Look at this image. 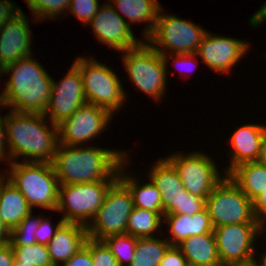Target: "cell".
Here are the masks:
<instances>
[{
    "mask_svg": "<svg viewBox=\"0 0 266 266\" xmlns=\"http://www.w3.org/2000/svg\"><path fill=\"white\" fill-rule=\"evenodd\" d=\"M32 12L35 22H42L44 19L57 20L64 11H68L71 0H24ZM42 20V21H41Z\"/></svg>",
    "mask_w": 266,
    "mask_h": 266,
    "instance_id": "30",
    "label": "cell"
},
{
    "mask_svg": "<svg viewBox=\"0 0 266 266\" xmlns=\"http://www.w3.org/2000/svg\"><path fill=\"white\" fill-rule=\"evenodd\" d=\"M252 209L255 219L266 227V190L252 201Z\"/></svg>",
    "mask_w": 266,
    "mask_h": 266,
    "instance_id": "40",
    "label": "cell"
},
{
    "mask_svg": "<svg viewBox=\"0 0 266 266\" xmlns=\"http://www.w3.org/2000/svg\"><path fill=\"white\" fill-rule=\"evenodd\" d=\"M260 223L229 224L214 228L218 255L222 266L252 263L255 254V241L265 234Z\"/></svg>",
    "mask_w": 266,
    "mask_h": 266,
    "instance_id": "12",
    "label": "cell"
},
{
    "mask_svg": "<svg viewBox=\"0 0 266 266\" xmlns=\"http://www.w3.org/2000/svg\"><path fill=\"white\" fill-rule=\"evenodd\" d=\"M10 77L0 94V107L15 112L45 114L52 90V77L40 62L24 57L0 70Z\"/></svg>",
    "mask_w": 266,
    "mask_h": 266,
    "instance_id": "2",
    "label": "cell"
},
{
    "mask_svg": "<svg viewBox=\"0 0 266 266\" xmlns=\"http://www.w3.org/2000/svg\"><path fill=\"white\" fill-rule=\"evenodd\" d=\"M262 22H266V1L249 19L250 26L252 25L255 28L261 26Z\"/></svg>",
    "mask_w": 266,
    "mask_h": 266,
    "instance_id": "44",
    "label": "cell"
},
{
    "mask_svg": "<svg viewBox=\"0 0 266 266\" xmlns=\"http://www.w3.org/2000/svg\"><path fill=\"white\" fill-rule=\"evenodd\" d=\"M227 175L251 201L266 190V165L257 161L239 164Z\"/></svg>",
    "mask_w": 266,
    "mask_h": 266,
    "instance_id": "26",
    "label": "cell"
},
{
    "mask_svg": "<svg viewBox=\"0 0 266 266\" xmlns=\"http://www.w3.org/2000/svg\"><path fill=\"white\" fill-rule=\"evenodd\" d=\"M134 208L129 189L117 179L108 189L103 204L87 226V235L103 240L111 235L126 234L127 221Z\"/></svg>",
    "mask_w": 266,
    "mask_h": 266,
    "instance_id": "10",
    "label": "cell"
},
{
    "mask_svg": "<svg viewBox=\"0 0 266 266\" xmlns=\"http://www.w3.org/2000/svg\"><path fill=\"white\" fill-rule=\"evenodd\" d=\"M120 266H129L134 258L137 238L129 234L111 235L103 239Z\"/></svg>",
    "mask_w": 266,
    "mask_h": 266,
    "instance_id": "29",
    "label": "cell"
},
{
    "mask_svg": "<svg viewBox=\"0 0 266 266\" xmlns=\"http://www.w3.org/2000/svg\"><path fill=\"white\" fill-rule=\"evenodd\" d=\"M28 20L21 10L0 30V70L32 55V32Z\"/></svg>",
    "mask_w": 266,
    "mask_h": 266,
    "instance_id": "17",
    "label": "cell"
},
{
    "mask_svg": "<svg viewBox=\"0 0 266 266\" xmlns=\"http://www.w3.org/2000/svg\"><path fill=\"white\" fill-rule=\"evenodd\" d=\"M47 123L44 114L10 110L5 125L11 162L21 156L25 162H53L59 144L58 125Z\"/></svg>",
    "mask_w": 266,
    "mask_h": 266,
    "instance_id": "3",
    "label": "cell"
},
{
    "mask_svg": "<svg viewBox=\"0 0 266 266\" xmlns=\"http://www.w3.org/2000/svg\"><path fill=\"white\" fill-rule=\"evenodd\" d=\"M157 160L148 172V179L160 191L163 215L176 214L181 209V200L187 190L174 166L165 157Z\"/></svg>",
    "mask_w": 266,
    "mask_h": 266,
    "instance_id": "18",
    "label": "cell"
},
{
    "mask_svg": "<svg viewBox=\"0 0 266 266\" xmlns=\"http://www.w3.org/2000/svg\"><path fill=\"white\" fill-rule=\"evenodd\" d=\"M2 172L0 171V180L5 176V173L1 174Z\"/></svg>",
    "mask_w": 266,
    "mask_h": 266,
    "instance_id": "50",
    "label": "cell"
},
{
    "mask_svg": "<svg viewBox=\"0 0 266 266\" xmlns=\"http://www.w3.org/2000/svg\"><path fill=\"white\" fill-rule=\"evenodd\" d=\"M174 153L165 157L177 170L184 188L206 200L212 190L225 178L219 173L216 162L204 152Z\"/></svg>",
    "mask_w": 266,
    "mask_h": 266,
    "instance_id": "11",
    "label": "cell"
},
{
    "mask_svg": "<svg viewBox=\"0 0 266 266\" xmlns=\"http://www.w3.org/2000/svg\"><path fill=\"white\" fill-rule=\"evenodd\" d=\"M163 216V212L134 207L127 221L126 233L136 238L156 237L155 233L164 224Z\"/></svg>",
    "mask_w": 266,
    "mask_h": 266,
    "instance_id": "27",
    "label": "cell"
},
{
    "mask_svg": "<svg viewBox=\"0 0 266 266\" xmlns=\"http://www.w3.org/2000/svg\"><path fill=\"white\" fill-rule=\"evenodd\" d=\"M206 32L190 20L181 19L175 14L163 13L161 7L155 27L145 41L162 56L196 53Z\"/></svg>",
    "mask_w": 266,
    "mask_h": 266,
    "instance_id": "7",
    "label": "cell"
},
{
    "mask_svg": "<svg viewBox=\"0 0 266 266\" xmlns=\"http://www.w3.org/2000/svg\"><path fill=\"white\" fill-rule=\"evenodd\" d=\"M262 255L261 259L262 260H258L257 258L253 260V263L255 264V266H266V251L263 254H260V256Z\"/></svg>",
    "mask_w": 266,
    "mask_h": 266,
    "instance_id": "47",
    "label": "cell"
},
{
    "mask_svg": "<svg viewBox=\"0 0 266 266\" xmlns=\"http://www.w3.org/2000/svg\"><path fill=\"white\" fill-rule=\"evenodd\" d=\"M14 253L10 243L0 247V266H13Z\"/></svg>",
    "mask_w": 266,
    "mask_h": 266,
    "instance_id": "43",
    "label": "cell"
},
{
    "mask_svg": "<svg viewBox=\"0 0 266 266\" xmlns=\"http://www.w3.org/2000/svg\"><path fill=\"white\" fill-rule=\"evenodd\" d=\"M87 103L79 69L72 64L62 80L52 78V90L45 117L56 125Z\"/></svg>",
    "mask_w": 266,
    "mask_h": 266,
    "instance_id": "14",
    "label": "cell"
},
{
    "mask_svg": "<svg viewBox=\"0 0 266 266\" xmlns=\"http://www.w3.org/2000/svg\"><path fill=\"white\" fill-rule=\"evenodd\" d=\"M257 162L260 164L266 165V133L262 140L260 154H259Z\"/></svg>",
    "mask_w": 266,
    "mask_h": 266,
    "instance_id": "46",
    "label": "cell"
},
{
    "mask_svg": "<svg viewBox=\"0 0 266 266\" xmlns=\"http://www.w3.org/2000/svg\"><path fill=\"white\" fill-rule=\"evenodd\" d=\"M99 0H71L68 12L73 13L79 21L88 24L96 15L100 5Z\"/></svg>",
    "mask_w": 266,
    "mask_h": 266,
    "instance_id": "34",
    "label": "cell"
},
{
    "mask_svg": "<svg viewBox=\"0 0 266 266\" xmlns=\"http://www.w3.org/2000/svg\"><path fill=\"white\" fill-rule=\"evenodd\" d=\"M8 166L10 169L4 172L6 177L32 209L39 207L56 211L60 184L52 163L17 161Z\"/></svg>",
    "mask_w": 266,
    "mask_h": 266,
    "instance_id": "4",
    "label": "cell"
},
{
    "mask_svg": "<svg viewBox=\"0 0 266 266\" xmlns=\"http://www.w3.org/2000/svg\"><path fill=\"white\" fill-rule=\"evenodd\" d=\"M229 266H255V264L252 262V263H249V264L229 265Z\"/></svg>",
    "mask_w": 266,
    "mask_h": 266,
    "instance_id": "49",
    "label": "cell"
},
{
    "mask_svg": "<svg viewBox=\"0 0 266 266\" xmlns=\"http://www.w3.org/2000/svg\"><path fill=\"white\" fill-rule=\"evenodd\" d=\"M188 266H222L214 233L189 237L177 245Z\"/></svg>",
    "mask_w": 266,
    "mask_h": 266,
    "instance_id": "24",
    "label": "cell"
},
{
    "mask_svg": "<svg viewBox=\"0 0 266 266\" xmlns=\"http://www.w3.org/2000/svg\"><path fill=\"white\" fill-rule=\"evenodd\" d=\"M75 59L73 64L81 73L87 103L105 108L112 114L118 112L126 102L127 94L116 72L93 56Z\"/></svg>",
    "mask_w": 266,
    "mask_h": 266,
    "instance_id": "6",
    "label": "cell"
},
{
    "mask_svg": "<svg viewBox=\"0 0 266 266\" xmlns=\"http://www.w3.org/2000/svg\"><path fill=\"white\" fill-rule=\"evenodd\" d=\"M175 56V57H174ZM197 56V57H196ZM163 58H164V61H165V63L167 64L169 61H168V58H169V60L170 59H172V61H171V63L173 62H175V64H179L180 63V65H181V67L183 66V67H186V69L184 70L185 72H187V71H190L191 69H192V67L193 68H195L194 67V64H196L195 63V61L193 60L194 58H198V55H197V53H182V54H172V56H171V58L169 57V54L168 55H164L163 56ZM194 61V62H193ZM185 66H184V65ZM191 68V69H190ZM184 69V68H183ZM183 72V71H182Z\"/></svg>",
    "mask_w": 266,
    "mask_h": 266,
    "instance_id": "41",
    "label": "cell"
},
{
    "mask_svg": "<svg viewBox=\"0 0 266 266\" xmlns=\"http://www.w3.org/2000/svg\"><path fill=\"white\" fill-rule=\"evenodd\" d=\"M15 4L16 2L10 0H0V30L7 21H10L22 10L21 7Z\"/></svg>",
    "mask_w": 266,
    "mask_h": 266,
    "instance_id": "38",
    "label": "cell"
},
{
    "mask_svg": "<svg viewBox=\"0 0 266 266\" xmlns=\"http://www.w3.org/2000/svg\"><path fill=\"white\" fill-rule=\"evenodd\" d=\"M129 159L128 157L120 166L118 170V179L129 189L134 207L153 212H163L160 191L152 181L148 179L149 182L145 184L142 183L141 185L140 182H138V178L136 179V177H133L130 173L127 174L124 172L125 165H129L130 163Z\"/></svg>",
    "mask_w": 266,
    "mask_h": 266,
    "instance_id": "25",
    "label": "cell"
},
{
    "mask_svg": "<svg viewBox=\"0 0 266 266\" xmlns=\"http://www.w3.org/2000/svg\"><path fill=\"white\" fill-rule=\"evenodd\" d=\"M206 207V200L188 191L181 200V209L176 214L194 215Z\"/></svg>",
    "mask_w": 266,
    "mask_h": 266,
    "instance_id": "36",
    "label": "cell"
},
{
    "mask_svg": "<svg viewBox=\"0 0 266 266\" xmlns=\"http://www.w3.org/2000/svg\"><path fill=\"white\" fill-rule=\"evenodd\" d=\"M115 181L59 185L56 212L66 223H76L87 227L102 206L105 195Z\"/></svg>",
    "mask_w": 266,
    "mask_h": 266,
    "instance_id": "8",
    "label": "cell"
},
{
    "mask_svg": "<svg viewBox=\"0 0 266 266\" xmlns=\"http://www.w3.org/2000/svg\"><path fill=\"white\" fill-rule=\"evenodd\" d=\"M13 266H30V265L23 264V263L20 262V261H14V262H13Z\"/></svg>",
    "mask_w": 266,
    "mask_h": 266,
    "instance_id": "48",
    "label": "cell"
},
{
    "mask_svg": "<svg viewBox=\"0 0 266 266\" xmlns=\"http://www.w3.org/2000/svg\"><path fill=\"white\" fill-rule=\"evenodd\" d=\"M61 266H93L90 250L84 245L68 261Z\"/></svg>",
    "mask_w": 266,
    "mask_h": 266,
    "instance_id": "39",
    "label": "cell"
},
{
    "mask_svg": "<svg viewBox=\"0 0 266 266\" xmlns=\"http://www.w3.org/2000/svg\"><path fill=\"white\" fill-rule=\"evenodd\" d=\"M31 212L11 231V246H28L36 243L35 231L39 227L41 216L33 217Z\"/></svg>",
    "mask_w": 266,
    "mask_h": 266,
    "instance_id": "32",
    "label": "cell"
},
{
    "mask_svg": "<svg viewBox=\"0 0 266 266\" xmlns=\"http://www.w3.org/2000/svg\"><path fill=\"white\" fill-rule=\"evenodd\" d=\"M163 220V222L168 224L170 238L167 237L166 240L171 245H178L192 236L214 233L206 207L194 215L166 214L163 216Z\"/></svg>",
    "mask_w": 266,
    "mask_h": 266,
    "instance_id": "21",
    "label": "cell"
},
{
    "mask_svg": "<svg viewBox=\"0 0 266 266\" xmlns=\"http://www.w3.org/2000/svg\"><path fill=\"white\" fill-rule=\"evenodd\" d=\"M265 133V125L256 123L240 126L234 131L228 141L232 152H229L230 164L224 171L226 175L239 164L258 160Z\"/></svg>",
    "mask_w": 266,
    "mask_h": 266,
    "instance_id": "19",
    "label": "cell"
},
{
    "mask_svg": "<svg viewBox=\"0 0 266 266\" xmlns=\"http://www.w3.org/2000/svg\"><path fill=\"white\" fill-rule=\"evenodd\" d=\"M58 144L52 162L60 185L116 181L128 153L98 146Z\"/></svg>",
    "mask_w": 266,
    "mask_h": 266,
    "instance_id": "1",
    "label": "cell"
},
{
    "mask_svg": "<svg viewBox=\"0 0 266 266\" xmlns=\"http://www.w3.org/2000/svg\"><path fill=\"white\" fill-rule=\"evenodd\" d=\"M11 231L5 225L0 214V247L10 243Z\"/></svg>",
    "mask_w": 266,
    "mask_h": 266,
    "instance_id": "45",
    "label": "cell"
},
{
    "mask_svg": "<svg viewBox=\"0 0 266 266\" xmlns=\"http://www.w3.org/2000/svg\"><path fill=\"white\" fill-rule=\"evenodd\" d=\"M113 115L105 108L86 103L58 124L59 144L82 146L93 141L107 129Z\"/></svg>",
    "mask_w": 266,
    "mask_h": 266,
    "instance_id": "13",
    "label": "cell"
},
{
    "mask_svg": "<svg viewBox=\"0 0 266 266\" xmlns=\"http://www.w3.org/2000/svg\"><path fill=\"white\" fill-rule=\"evenodd\" d=\"M159 266H188V263L181 249L177 245H171L160 261Z\"/></svg>",
    "mask_w": 266,
    "mask_h": 266,
    "instance_id": "37",
    "label": "cell"
},
{
    "mask_svg": "<svg viewBox=\"0 0 266 266\" xmlns=\"http://www.w3.org/2000/svg\"><path fill=\"white\" fill-rule=\"evenodd\" d=\"M32 210L22 193L5 175L0 180V214L5 225L12 231Z\"/></svg>",
    "mask_w": 266,
    "mask_h": 266,
    "instance_id": "23",
    "label": "cell"
},
{
    "mask_svg": "<svg viewBox=\"0 0 266 266\" xmlns=\"http://www.w3.org/2000/svg\"><path fill=\"white\" fill-rule=\"evenodd\" d=\"M165 239V240H164ZM137 238L134 258L129 266H159L171 244L166 238Z\"/></svg>",
    "mask_w": 266,
    "mask_h": 266,
    "instance_id": "28",
    "label": "cell"
},
{
    "mask_svg": "<svg viewBox=\"0 0 266 266\" xmlns=\"http://www.w3.org/2000/svg\"><path fill=\"white\" fill-rule=\"evenodd\" d=\"M63 223L64 220L61 218L53 228L49 218H44L43 215L41 217L39 227L35 231L36 243L48 245L50 240L55 236L56 231Z\"/></svg>",
    "mask_w": 266,
    "mask_h": 266,
    "instance_id": "35",
    "label": "cell"
},
{
    "mask_svg": "<svg viewBox=\"0 0 266 266\" xmlns=\"http://www.w3.org/2000/svg\"><path fill=\"white\" fill-rule=\"evenodd\" d=\"M206 209L213 228L229 224L259 223L253 214L252 201L228 175L206 198Z\"/></svg>",
    "mask_w": 266,
    "mask_h": 266,
    "instance_id": "9",
    "label": "cell"
},
{
    "mask_svg": "<svg viewBox=\"0 0 266 266\" xmlns=\"http://www.w3.org/2000/svg\"><path fill=\"white\" fill-rule=\"evenodd\" d=\"M14 261L30 266H53L47 245L31 244L28 246H12Z\"/></svg>",
    "mask_w": 266,
    "mask_h": 266,
    "instance_id": "31",
    "label": "cell"
},
{
    "mask_svg": "<svg viewBox=\"0 0 266 266\" xmlns=\"http://www.w3.org/2000/svg\"><path fill=\"white\" fill-rule=\"evenodd\" d=\"M88 25L92 26L93 35L99 42L119 52L134 49L143 42V40H137L132 28L115 11L109 1L99 7Z\"/></svg>",
    "mask_w": 266,
    "mask_h": 266,
    "instance_id": "15",
    "label": "cell"
},
{
    "mask_svg": "<svg viewBox=\"0 0 266 266\" xmlns=\"http://www.w3.org/2000/svg\"><path fill=\"white\" fill-rule=\"evenodd\" d=\"M249 44L237 38L213 36L207 31L196 53L211 70L227 74L246 55Z\"/></svg>",
    "mask_w": 266,
    "mask_h": 266,
    "instance_id": "16",
    "label": "cell"
},
{
    "mask_svg": "<svg viewBox=\"0 0 266 266\" xmlns=\"http://www.w3.org/2000/svg\"><path fill=\"white\" fill-rule=\"evenodd\" d=\"M115 11L125 20L131 27V23L147 22L143 30L144 38H148L156 24L158 12L162 7L157 0H109ZM125 17V18H124Z\"/></svg>",
    "mask_w": 266,
    "mask_h": 266,
    "instance_id": "22",
    "label": "cell"
},
{
    "mask_svg": "<svg viewBox=\"0 0 266 266\" xmlns=\"http://www.w3.org/2000/svg\"><path fill=\"white\" fill-rule=\"evenodd\" d=\"M87 237V227L64 222L47 245L53 266L68 261L84 246Z\"/></svg>",
    "mask_w": 266,
    "mask_h": 266,
    "instance_id": "20",
    "label": "cell"
},
{
    "mask_svg": "<svg viewBox=\"0 0 266 266\" xmlns=\"http://www.w3.org/2000/svg\"><path fill=\"white\" fill-rule=\"evenodd\" d=\"M84 245L91 252L93 266H120L103 240L87 237Z\"/></svg>",
    "mask_w": 266,
    "mask_h": 266,
    "instance_id": "33",
    "label": "cell"
},
{
    "mask_svg": "<svg viewBox=\"0 0 266 266\" xmlns=\"http://www.w3.org/2000/svg\"><path fill=\"white\" fill-rule=\"evenodd\" d=\"M121 53L129 81L156 102L165 97L168 64L165 63L163 56L146 41L134 49Z\"/></svg>",
    "mask_w": 266,
    "mask_h": 266,
    "instance_id": "5",
    "label": "cell"
},
{
    "mask_svg": "<svg viewBox=\"0 0 266 266\" xmlns=\"http://www.w3.org/2000/svg\"><path fill=\"white\" fill-rule=\"evenodd\" d=\"M5 118H6V115H4V116L0 115V161H2V162L7 161V162L11 163V154H10V151L8 148V143H7ZM6 146H7V148H6Z\"/></svg>",
    "mask_w": 266,
    "mask_h": 266,
    "instance_id": "42",
    "label": "cell"
}]
</instances>
